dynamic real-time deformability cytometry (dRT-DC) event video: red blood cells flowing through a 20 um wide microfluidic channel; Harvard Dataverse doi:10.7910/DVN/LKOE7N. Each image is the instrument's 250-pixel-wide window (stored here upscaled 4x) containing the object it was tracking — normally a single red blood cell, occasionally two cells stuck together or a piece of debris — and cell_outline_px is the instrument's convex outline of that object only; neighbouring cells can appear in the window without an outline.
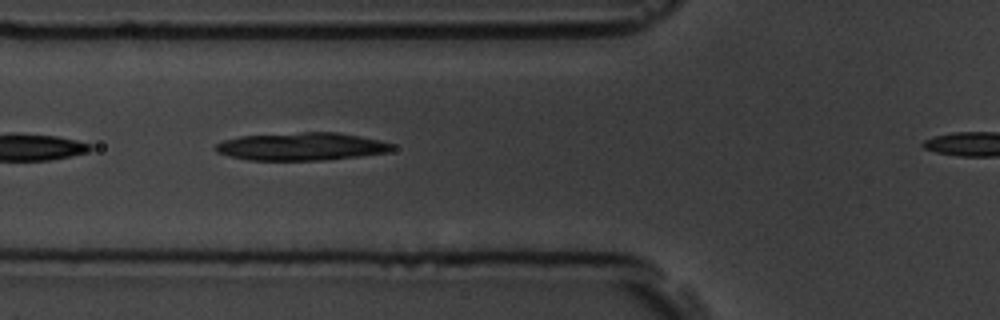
{"species": "common noctule bat (a hibernating species)", "species_latin": "Nyctalus noctula", "temperature_condition": "room temperature", "stored_images_in_passage": 6, "segment_of_instrument_passage": [1, 2], "camera_frame_rate_fps": 3000, "um_per_image_px": 0.085, "animal": {"sex": "male", "body_mass_g": 19.5, "forearm_length_mm": 54.6}, "frame": {"image": 1, "passage_image": 5, "time_ms": 5.667, "image_size_px": [1000, 320], "cell_outline_px": [[396, 148], [388, 152], [360, 156], [320, 160], [248, 160], [228, 156], [216, 152], [212, 148], [216, 144], [224, 140], [240, 136], [304, 132], [336, 132], [360, 136], [380, 140], [396, 144]], "centroid_in_image_um": [25.63, 12.45], "position_along_channel_um": 100.2, "area_um2": 28.78}}